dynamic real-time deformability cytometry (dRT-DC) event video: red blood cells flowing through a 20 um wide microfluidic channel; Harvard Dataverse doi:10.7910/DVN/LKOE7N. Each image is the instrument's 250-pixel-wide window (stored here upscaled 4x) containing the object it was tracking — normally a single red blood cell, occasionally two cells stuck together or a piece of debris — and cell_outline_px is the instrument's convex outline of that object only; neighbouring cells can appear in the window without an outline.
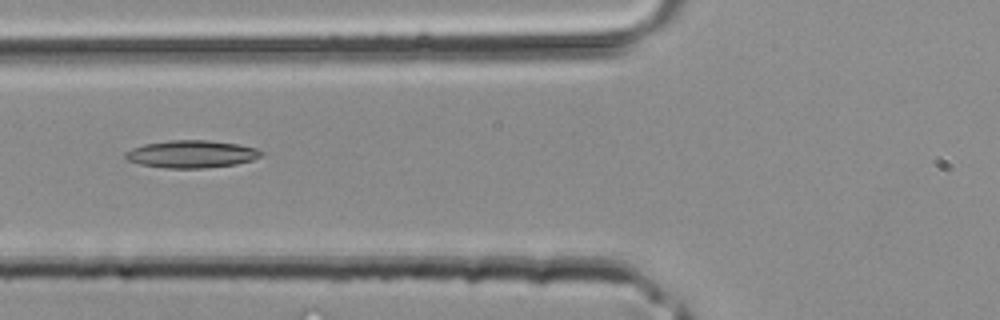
{"species": "common noctule bat (a hibernating species)", "species_latin": "Nyctalus noctula", "temperature_condition": "room temperature", "stored_images_in_passage": 27, "camera_frame_rate_fps": 3000, "um_per_image_px": 0.085, "animal": {"sex": "male", "body_mass_g": 20.4}, "frame": {"image": 1, "passage_image": 3, "time_ms": 0.667, "image_size_px": [1000, 320], "cell_outline_px": [[264, 152], [260, 156], [252, 160], [236, 164], [204, 168], [164, 168], [140, 164], [128, 160], [124, 156], [124, 152], [132, 148], [144, 144], [168, 140], [208, 140], [236, 144], [256, 148]], "centroid_in_image_um": [16.25, 13.09], "position_along_channel_um": 109.5, "area_um2": 21.73}}
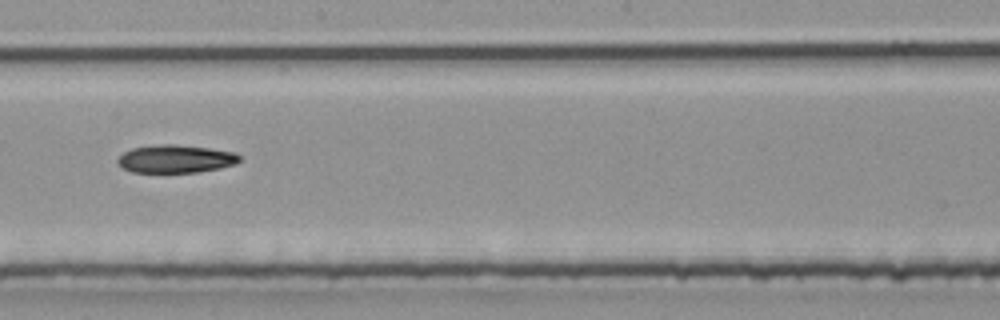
{"frame": {"image": 2, "passage_image": 10, "time_ms": 3.0, "image_size_px": [1000, 320], "cell_outline_px": [[240, 160], [236, 164], [220, 168], [196, 172], [132, 172], [124, 168], [116, 160], [124, 152], [132, 148], [160, 144], [176, 144], [208, 148], [232, 152], [240, 156]], "centroid_in_image_um": [14.93, 13.5], "position_along_channel_um": 233.3, "area_um2": 19.65}}
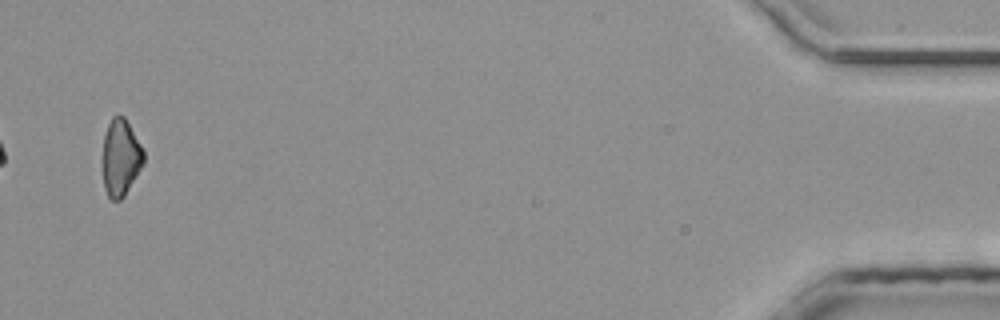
{"frame": {"image": 3, "passage_image": 26, "time_ms": 8.333, "image_size_px": [1000, 320], "cell_outline_px": [[144, 164], [124, 196], [120, 200], [112, 200], [108, 196], [104, 188], [104, 136], [108, 124], [112, 116], [124, 116], [144, 148]], "centroid_in_image_um": [10.29, 13.39], "position_along_channel_um": 424.9, "area_um2": 18.21}}